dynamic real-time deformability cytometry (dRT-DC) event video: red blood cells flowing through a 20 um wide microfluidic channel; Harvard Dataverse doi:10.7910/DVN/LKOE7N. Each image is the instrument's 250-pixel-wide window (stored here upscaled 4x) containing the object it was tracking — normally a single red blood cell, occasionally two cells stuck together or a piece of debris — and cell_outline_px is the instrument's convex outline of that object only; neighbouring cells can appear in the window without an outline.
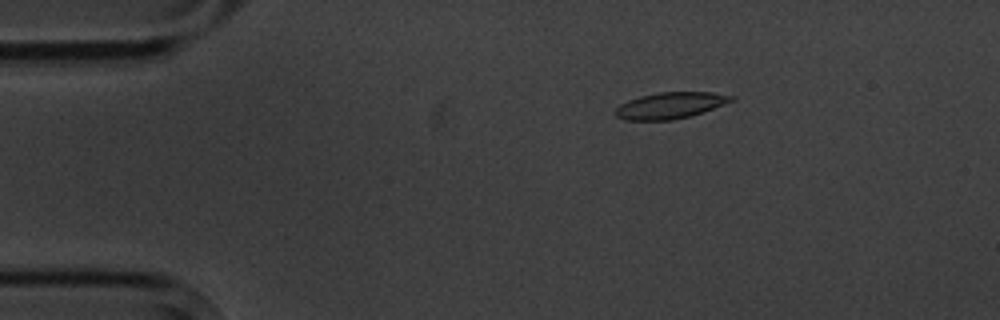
{"species": "common noctule bat (a hibernating species)", "species_latin": "Nyctalus noctula", "temperature_condition": "cold", "stored_images_in_passage": 3, "camera_frame_rate_fps": 3000, "um_per_image_px": 0.085, "animal": {"sex": "male", "body_mass_g": 20.1, "forearm_length_mm": 53.5}, "frame": {"image": 1, "passage_image": 1, "time_ms": 0.0, "image_size_px": [1000, 320], "cell_outline_px": [[736, 100], [704, 112], [692, 116], [672, 120], [624, 120], [616, 116], [612, 112], [620, 104], [628, 100], [640, 96], [656, 92], [712, 92], [736, 96]], "centroid_in_image_um": [56.99, 8.96], "position_along_channel_um": 28.0, "area_um2": 18.15}}
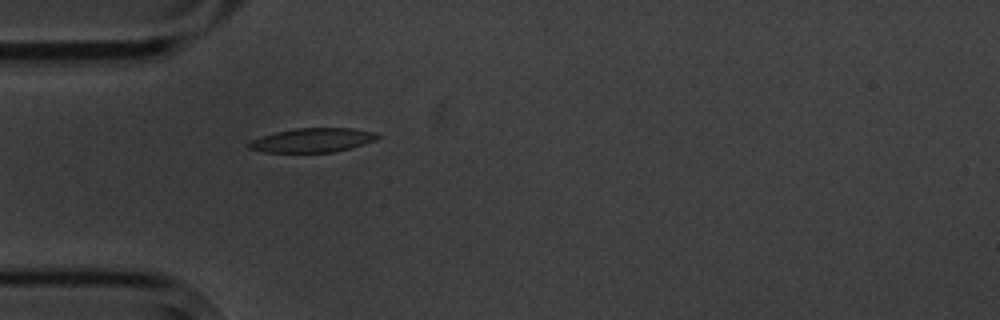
{"frame": {"image": 2, "passage_image": 3, "time_ms": 2.333, "image_size_px": [1000, 320], "cell_outline_px": [[380, 136], [376, 140], [364, 144], [332, 152], [264, 152], [248, 148], [248, 144], [252, 140], [276, 132], [296, 128], [352, 128], [376, 132]], "centroid_in_image_um": [26.6, 11.91], "position_along_channel_um": 58.4, "area_um2": 17.86}}